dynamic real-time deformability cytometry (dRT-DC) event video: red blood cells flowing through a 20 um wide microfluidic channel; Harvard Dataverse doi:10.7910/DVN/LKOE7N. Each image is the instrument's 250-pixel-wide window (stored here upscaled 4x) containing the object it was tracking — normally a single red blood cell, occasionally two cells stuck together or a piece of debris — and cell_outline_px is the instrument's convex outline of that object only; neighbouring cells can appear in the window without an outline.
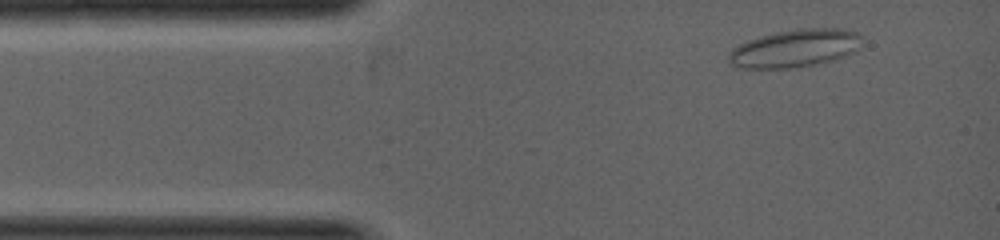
{"species": "common noctule bat (a hibernating species)", "species_latin": "Nyctalus noctula", "temperature_condition": "warm", "stored_images_in_passage": 2, "camera_frame_rate_fps": 5000, "um_per_image_px": 0.085, "animal": {"sex": "female", "body_mass_g": 19.0, "forearm_length_mm": 53.3}, "frame": {"image": 1, "passage_image": 1, "time_ms": 0.0, "image_size_px": [1000, 240], "cell_outline_px": [[860, 36], [856, 48], [852, 52], [844, 56], [832, 60], [816, 64], [788, 68], [740, 68], [732, 64], [728, 60], [728, 52], [732, 48], [748, 40], [760, 36], [776, 32], [800, 28], [840, 28], [856, 32]], "centroid_in_image_um": [67.5, 4.1], "position_along_channel_um": 17.5, "area_um2": 29.02}}